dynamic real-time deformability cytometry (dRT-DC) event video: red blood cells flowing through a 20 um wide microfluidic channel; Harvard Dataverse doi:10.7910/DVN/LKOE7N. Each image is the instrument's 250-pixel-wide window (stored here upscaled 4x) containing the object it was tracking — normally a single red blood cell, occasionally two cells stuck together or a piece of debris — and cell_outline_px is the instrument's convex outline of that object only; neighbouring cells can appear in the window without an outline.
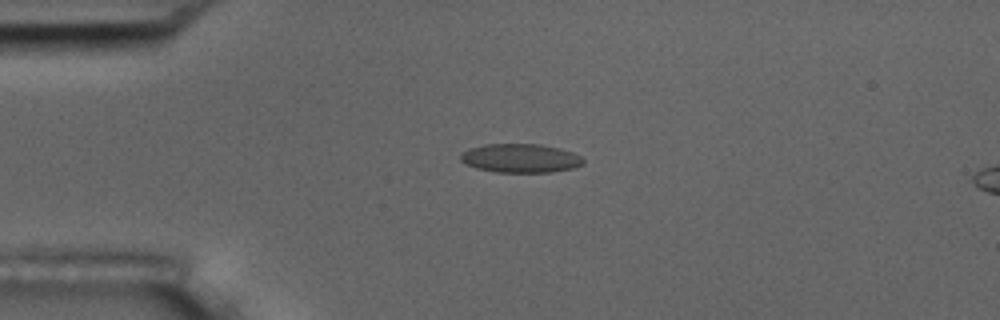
{"species": "common noctule bat (a hibernating species)", "species_latin": "Nyctalus noctula", "temperature_condition": "room temperature", "stored_images_in_passage": 4, "camera_frame_rate_fps": 3000, "um_per_image_px": 0.085, "animal": {"sex": "male", "body_mass_g": 17.5, "forearm_length_mm": 52.3}, "frame": {"image": 1, "passage_image": 2, "time_ms": 1.333, "image_size_px": [1000, 320], "cell_outline_px": [[584, 164], [572, 168], [552, 172], [496, 172], [476, 168], [464, 164], [460, 160], [460, 152], [468, 148], [484, 144], [540, 144], [560, 148], [572, 152], [580, 156], [584, 160]], "centroid_in_image_um": [44.2, 13.44], "position_along_channel_um": 40.8, "area_um2": 20.81}}